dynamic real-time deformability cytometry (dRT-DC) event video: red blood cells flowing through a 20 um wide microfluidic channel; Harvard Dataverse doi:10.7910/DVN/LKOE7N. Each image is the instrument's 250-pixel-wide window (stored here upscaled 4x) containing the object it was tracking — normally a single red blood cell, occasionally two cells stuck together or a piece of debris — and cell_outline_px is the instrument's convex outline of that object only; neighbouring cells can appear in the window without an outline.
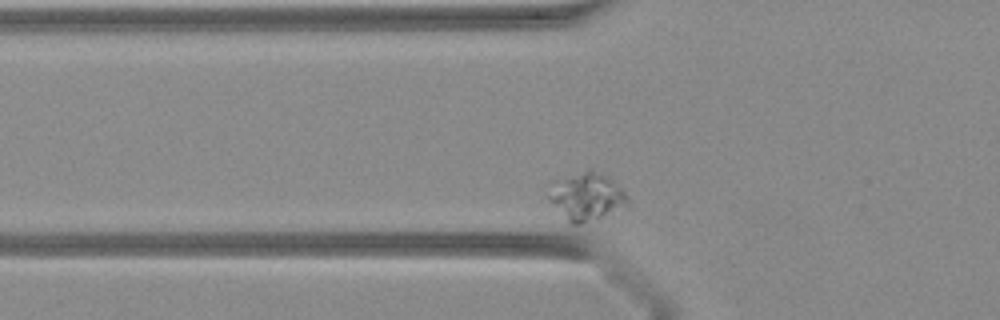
{"species": "Egyptian fruit bat (a non-hibernating species)", "species_latin": "Rousettus aegyptiacus", "temperature_condition": "warm", "stored_images_in_passage": 5, "camera_frame_rate_fps": 3000, "um_per_image_px": 0.085, "animal": {"sex": "female"}, "frame": {"image": 1, "passage_image": 3, "time_ms": 0.667, "image_size_px": [1000, 320], "cell_outline_px": [[628, 208], [580, 224], [572, 224], [548, 200], [548, 180], [588, 168], [592, 168], [608, 176], [628, 196]], "centroid_in_image_um": [49.82, 16.64], "position_along_channel_um": 76.0, "area_um2": 22.72}}